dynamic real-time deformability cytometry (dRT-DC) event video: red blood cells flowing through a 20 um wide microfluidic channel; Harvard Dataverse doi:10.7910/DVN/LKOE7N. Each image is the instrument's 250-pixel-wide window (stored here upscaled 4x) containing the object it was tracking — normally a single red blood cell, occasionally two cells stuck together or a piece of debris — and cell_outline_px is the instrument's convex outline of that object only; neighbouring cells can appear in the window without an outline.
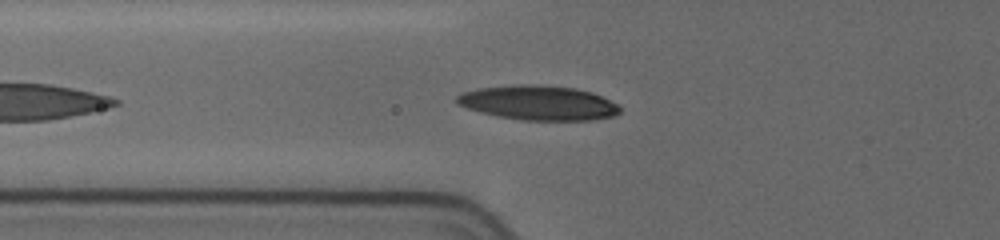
{"species": "human", "species_latin": "Homo sapiens", "temperature_condition": "cold", "stored_images_in_passage": 8, "camera_frame_rate_fps": 3000, "um_per_image_px": 0.085, "donor": {"sex": "female"}, "frame": {"image": 1, "passage_image": 3, "time_ms": 1.333, "image_size_px": [1000, 240], "cell_outline_px": [[620, 112], [616, 116], [592, 120], [520, 120], [496, 116], [480, 112], [456, 104], [456, 96], [460, 92], [476, 88], [516, 84], [544, 84], [576, 88], [592, 92], [620, 104]], "centroid_in_image_um": [45.77, 8.73], "position_along_channel_um": 80.0, "area_um2": 33.47}}
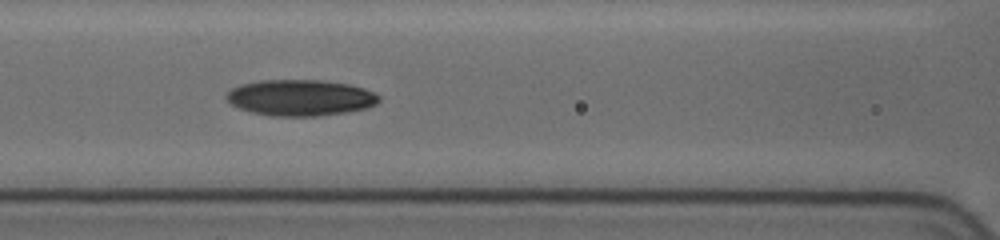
{"frame": {"image": 2, "passage_image": 6, "time_ms": 3.0, "image_size_px": [1000, 240], "cell_outline_px": [[380, 100], [376, 104], [368, 108], [348, 112], [316, 116], [268, 116], [252, 112], [240, 108], [232, 104], [224, 96], [232, 88], [240, 84], [260, 80], [324, 80], [348, 84], [364, 88], [380, 96]], "centroid_in_image_um": [25.54, 8.3], "position_along_channel_um": 141.1, "area_um2": 32.25}}
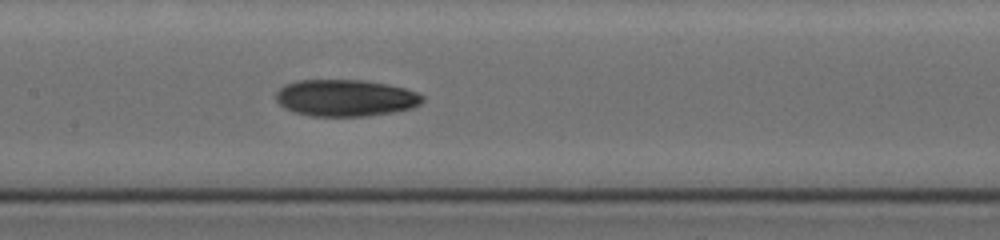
{"frame": {"image": 3, "passage_image": 8, "time_ms": 4.0, "image_size_px": [1000, 240], "cell_outline_px": [[424, 100], [420, 104], [412, 108], [392, 112], [368, 116], [312, 116], [292, 112], [284, 108], [276, 100], [276, 92], [284, 84], [300, 80], [364, 80], [388, 84], [404, 88], [416, 92], [424, 96]], "centroid_in_image_um": [29.36, 8.32], "position_along_channel_um": 178.0, "area_um2": 31.56}}